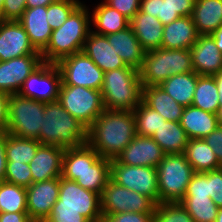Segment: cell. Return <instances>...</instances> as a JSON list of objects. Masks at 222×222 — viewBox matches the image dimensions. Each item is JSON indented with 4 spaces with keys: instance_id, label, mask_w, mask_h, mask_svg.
<instances>
[{
    "instance_id": "cell-33",
    "label": "cell",
    "mask_w": 222,
    "mask_h": 222,
    "mask_svg": "<svg viewBox=\"0 0 222 222\" xmlns=\"http://www.w3.org/2000/svg\"><path fill=\"white\" fill-rule=\"evenodd\" d=\"M192 106L209 113L219 114V94L214 76L200 75L198 77Z\"/></svg>"
},
{
    "instance_id": "cell-26",
    "label": "cell",
    "mask_w": 222,
    "mask_h": 222,
    "mask_svg": "<svg viewBox=\"0 0 222 222\" xmlns=\"http://www.w3.org/2000/svg\"><path fill=\"white\" fill-rule=\"evenodd\" d=\"M129 26L146 51L161 48L164 25L157 17L139 10L130 19Z\"/></svg>"
},
{
    "instance_id": "cell-45",
    "label": "cell",
    "mask_w": 222,
    "mask_h": 222,
    "mask_svg": "<svg viewBox=\"0 0 222 222\" xmlns=\"http://www.w3.org/2000/svg\"><path fill=\"white\" fill-rule=\"evenodd\" d=\"M102 222H154V213L124 212L102 217Z\"/></svg>"
},
{
    "instance_id": "cell-20",
    "label": "cell",
    "mask_w": 222,
    "mask_h": 222,
    "mask_svg": "<svg viewBox=\"0 0 222 222\" xmlns=\"http://www.w3.org/2000/svg\"><path fill=\"white\" fill-rule=\"evenodd\" d=\"M190 52L193 70L198 75L213 76L222 71V53L210 35H199Z\"/></svg>"
},
{
    "instance_id": "cell-53",
    "label": "cell",
    "mask_w": 222,
    "mask_h": 222,
    "mask_svg": "<svg viewBox=\"0 0 222 222\" xmlns=\"http://www.w3.org/2000/svg\"><path fill=\"white\" fill-rule=\"evenodd\" d=\"M215 78V82L218 87V94H219V115L222 117V71L218 72L217 74L213 75Z\"/></svg>"
},
{
    "instance_id": "cell-47",
    "label": "cell",
    "mask_w": 222,
    "mask_h": 222,
    "mask_svg": "<svg viewBox=\"0 0 222 222\" xmlns=\"http://www.w3.org/2000/svg\"><path fill=\"white\" fill-rule=\"evenodd\" d=\"M104 2L130 20L140 10L141 0H104Z\"/></svg>"
},
{
    "instance_id": "cell-28",
    "label": "cell",
    "mask_w": 222,
    "mask_h": 222,
    "mask_svg": "<svg viewBox=\"0 0 222 222\" xmlns=\"http://www.w3.org/2000/svg\"><path fill=\"white\" fill-rule=\"evenodd\" d=\"M192 19L199 35H210L222 25V0H195Z\"/></svg>"
},
{
    "instance_id": "cell-31",
    "label": "cell",
    "mask_w": 222,
    "mask_h": 222,
    "mask_svg": "<svg viewBox=\"0 0 222 222\" xmlns=\"http://www.w3.org/2000/svg\"><path fill=\"white\" fill-rule=\"evenodd\" d=\"M184 155L194 172H209L222 168L213 148L204 139H189Z\"/></svg>"
},
{
    "instance_id": "cell-35",
    "label": "cell",
    "mask_w": 222,
    "mask_h": 222,
    "mask_svg": "<svg viewBox=\"0 0 222 222\" xmlns=\"http://www.w3.org/2000/svg\"><path fill=\"white\" fill-rule=\"evenodd\" d=\"M27 212L26 187L2 181L0 185V213Z\"/></svg>"
},
{
    "instance_id": "cell-4",
    "label": "cell",
    "mask_w": 222,
    "mask_h": 222,
    "mask_svg": "<svg viewBox=\"0 0 222 222\" xmlns=\"http://www.w3.org/2000/svg\"><path fill=\"white\" fill-rule=\"evenodd\" d=\"M43 123L38 141L60 148L80 147L87 143L88 128L70 115L61 104L45 103Z\"/></svg>"
},
{
    "instance_id": "cell-51",
    "label": "cell",
    "mask_w": 222,
    "mask_h": 222,
    "mask_svg": "<svg viewBox=\"0 0 222 222\" xmlns=\"http://www.w3.org/2000/svg\"><path fill=\"white\" fill-rule=\"evenodd\" d=\"M0 222H33L27 212L0 213Z\"/></svg>"
},
{
    "instance_id": "cell-12",
    "label": "cell",
    "mask_w": 222,
    "mask_h": 222,
    "mask_svg": "<svg viewBox=\"0 0 222 222\" xmlns=\"http://www.w3.org/2000/svg\"><path fill=\"white\" fill-rule=\"evenodd\" d=\"M52 208L75 209L90 222H102L100 195L63 177H60L58 200Z\"/></svg>"
},
{
    "instance_id": "cell-16",
    "label": "cell",
    "mask_w": 222,
    "mask_h": 222,
    "mask_svg": "<svg viewBox=\"0 0 222 222\" xmlns=\"http://www.w3.org/2000/svg\"><path fill=\"white\" fill-rule=\"evenodd\" d=\"M42 63V55L0 61V91L9 95L18 93L26 78Z\"/></svg>"
},
{
    "instance_id": "cell-42",
    "label": "cell",
    "mask_w": 222,
    "mask_h": 222,
    "mask_svg": "<svg viewBox=\"0 0 222 222\" xmlns=\"http://www.w3.org/2000/svg\"><path fill=\"white\" fill-rule=\"evenodd\" d=\"M184 197H210L207 172H195L192 175Z\"/></svg>"
},
{
    "instance_id": "cell-21",
    "label": "cell",
    "mask_w": 222,
    "mask_h": 222,
    "mask_svg": "<svg viewBox=\"0 0 222 222\" xmlns=\"http://www.w3.org/2000/svg\"><path fill=\"white\" fill-rule=\"evenodd\" d=\"M82 51L105 73L111 70L128 67L108 43L106 36L90 32L84 42Z\"/></svg>"
},
{
    "instance_id": "cell-41",
    "label": "cell",
    "mask_w": 222,
    "mask_h": 222,
    "mask_svg": "<svg viewBox=\"0 0 222 222\" xmlns=\"http://www.w3.org/2000/svg\"><path fill=\"white\" fill-rule=\"evenodd\" d=\"M4 181L20 185L23 187L30 186L32 181V174L29 164L26 163H6V171Z\"/></svg>"
},
{
    "instance_id": "cell-46",
    "label": "cell",
    "mask_w": 222,
    "mask_h": 222,
    "mask_svg": "<svg viewBox=\"0 0 222 222\" xmlns=\"http://www.w3.org/2000/svg\"><path fill=\"white\" fill-rule=\"evenodd\" d=\"M26 10V0H4L3 21H18Z\"/></svg>"
},
{
    "instance_id": "cell-3",
    "label": "cell",
    "mask_w": 222,
    "mask_h": 222,
    "mask_svg": "<svg viewBox=\"0 0 222 222\" xmlns=\"http://www.w3.org/2000/svg\"><path fill=\"white\" fill-rule=\"evenodd\" d=\"M86 5L81 3L62 24L52 30L47 47L41 52L43 62L57 63L64 57L83 49L91 32V16Z\"/></svg>"
},
{
    "instance_id": "cell-55",
    "label": "cell",
    "mask_w": 222,
    "mask_h": 222,
    "mask_svg": "<svg viewBox=\"0 0 222 222\" xmlns=\"http://www.w3.org/2000/svg\"><path fill=\"white\" fill-rule=\"evenodd\" d=\"M210 36L214 39L216 46L219 51L222 53V25L216 29Z\"/></svg>"
},
{
    "instance_id": "cell-17",
    "label": "cell",
    "mask_w": 222,
    "mask_h": 222,
    "mask_svg": "<svg viewBox=\"0 0 222 222\" xmlns=\"http://www.w3.org/2000/svg\"><path fill=\"white\" fill-rule=\"evenodd\" d=\"M25 55H41L31 44L25 29L18 21L0 20V61Z\"/></svg>"
},
{
    "instance_id": "cell-48",
    "label": "cell",
    "mask_w": 222,
    "mask_h": 222,
    "mask_svg": "<svg viewBox=\"0 0 222 222\" xmlns=\"http://www.w3.org/2000/svg\"><path fill=\"white\" fill-rule=\"evenodd\" d=\"M205 142L213 148L219 164L222 166V122L209 135L204 138Z\"/></svg>"
},
{
    "instance_id": "cell-54",
    "label": "cell",
    "mask_w": 222,
    "mask_h": 222,
    "mask_svg": "<svg viewBox=\"0 0 222 222\" xmlns=\"http://www.w3.org/2000/svg\"><path fill=\"white\" fill-rule=\"evenodd\" d=\"M57 0H26V8H36L39 6L47 7Z\"/></svg>"
},
{
    "instance_id": "cell-40",
    "label": "cell",
    "mask_w": 222,
    "mask_h": 222,
    "mask_svg": "<svg viewBox=\"0 0 222 222\" xmlns=\"http://www.w3.org/2000/svg\"><path fill=\"white\" fill-rule=\"evenodd\" d=\"M140 11L157 17L164 26L181 17L165 0H141Z\"/></svg>"
},
{
    "instance_id": "cell-43",
    "label": "cell",
    "mask_w": 222,
    "mask_h": 222,
    "mask_svg": "<svg viewBox=\"0 0 222 222\" xmlns=\"http://www.w3.org/2000/svg\"><path fill=\"white\" fill-rule=\"evenodd\" d=\"M44 222H90L79 211L70 208H52Z\"/></svg>"
},
{
    "instance_id": "cell-24",
    "label": "cell",
    "mask_w": 222,
    "mask_h": 222,
    "mask_svg": "<svg viewBox=\"0 0 222 222\" xmlns=\"http://www.w3.org/2000/svg\"><path fill=\"white\" fill-rule=\"evenodd\" d=\"M222 122L219 114L209 113L192 105L184 108L180 124L188 139H204Z\"/></svg>"
},
{
    "instance_id": "cell-23",
    "label": "cell",
    "mask_w": 222,
    "mask_h": 222,
    "mask_svg": "<svg viewBox=\"0 0 222 222\" xmlns=\"http://www.w3.org/2000/svg\"><path fill=\"white\" fill-rule=\"evenodd\" d=\"M108 43L114 48L126 66L140 70L146 50L139 43L133 29L129 26L124 30L106 35Z\"/></svg>"
},
{
    "instance_id": "cell-14",
    "label": "cell",
    "mask_w": 222,
    "mask_h": 222,
    "mask_svg": "<svg viewBox=\"0 0 222 222\" xmlns=\"http://www.w3.org/2000/svg\"><path fill=\"white\" fill-rule=\"evenodd\" d=\"M62 76L55 63L43 62L23 82L18 94L44 103L59 98Z\"/></svg>"
},
{
    "instance_id": "cell-22",
    "label": "cell",
    "mask_w": 222,
    "mask_h": 222,
    "mask_svg": "<svg viewBox=\"0 0 222 222\" xmlns=\"http://www.w3.org/2000/svg\"><path fill=\"white\" fill-rule=\"evenodd\" d=\"M47 17V7L26 8L18 22L23 26L33 47L42 52L48 45L52 29Z\"/></svg>"
},
{
    "instance_id": "cell-44",
    "label": "cell",
    "mask_w": 222,
    "mask_h": 222,
    "mask_svg": "<svg viewBox=\"0 0 222 222\" xmlns=\"http://www.w3.org/2000/svg\"><path fill=\"white\" fill-rule=\"evenodd\" d=\"M209 194L218 208H222V168L207 172Z\"/></svg>"
},
{
    "instance_id": "cell-13",
    "label": "cell",
    "mask_w": 222,
    "mask_h": 222,
    "mask_svg": "<svg viewBox=\"0 0 222 222\" xmlns=\"http://www.w3.org/2000/svg\"><path fill=\"white\" fill-rule=\"evenodd\" d=\"M56 65L64 85L101 90L104 72L83 51L64 57Z\"/></svg>"
},
{
    "instance_id": "cell-6",
    "label": "cell",
    "mask_w": 222,
    "mask_h": 222,
    "mask_svg": "<svg viewBox=\"0 0 222 222\" xmlns=\"http://www.w3.org/2000/svg\"><path fill=\"white\" fill-rule=\"evenodd\" d=\"M194 71L190 49H152L146 51L139 76L142 87L159 86L176 74Z\"/></svg>"
},
{
    "instance_id": "cell-52",
    "label": "cell",
    "mask_w": 222,
    "mask_h": 222,
    "mask_svg": "<svg viewBox=\"0 0 222 222\" xmlns=\"http://www.w3.org/2000/svg\"><path fill=\"white\" fill-rule=\"evenodd\" d=\"M5 134L0 135V180L4 181L6 171Z\"/></svg>"
},
{
    "instance_id": "cell-37",
    "label": "cell",
    "mask_w": 222,
    "mask_h": 222,
    "mask_svg": "<svg viewBox=\"0 0 222 222\" xmlns=\"http://www.w3.org/2000/svg\"><path fill=\"white\" fill-rule=\"evenodd\" d=\"M137 135L152 137L155 130L166 121L157 111L148 107L143 101L133 110Z\"/></svg>"
},
{
    "instance_id": "cell-56",
    "label": "cell",
    "mask_w": 222,
    "mask_h": 222,
    "mask_svg": "<svg viewBox=\"0 0 222 222\" xmlns=\"http://www.w3.org/2000/svg\"><path fill=\"white\" fill-rule=\"evenodd\" d=\"M215 222H222V208L218 209L217 217H216Z\"/></svg>"
},
{
    "instance_id": "cell-39",
    "label": "cell",
    "mask_w": 222,
    "mask_h": 222,
    "mask_svg": "<svg viewBox=\"0 0 222 222\" xmlns=\"http://www.w3.org/2000/svg\"><path fill=\"white\" fill-rule=\"evenodd\" d=\"M81 4L79 0H57L47 6V21L52 30L62 26L70 14Z\"/></svg>"
},
{
    "instance_id": "cell-25",
    "label": "cell",
    "mask_w": 222,
    "mask_h": 222,
    "mask_svg": "<svg viewBox=\"0 0 222 222\" xmlns=\"http://www.w3.org/2000/svg\"><path fill=\"white\" fill-rule=\"evenodd\" d=\"M198 36L192 16H181L164 26L161 48L190 49Z\"/></svg>"
},
{
    "instance_id": "cell-32",
    "label": "cell",
    "mask_w": 222,
    "mask_h": 222,
    "mask_svg": "<svg viewBox=\"0 0 222 222\" xmlns=\"http://www.w3.org/2000/svg\"><path fill=\"white\" fill-rule=\"evenodd\" d=\"M91 16L93 25L98 28L92 32L98 35L106 36L129 27L130 20L105 2L98 4Z\"/></svg>"
},
{
    "instance_id": "cell-29",
    "label": "cell",
    "mask_w": 222,
    "mask_h": 222,
    "mask_svg": "<svg viewBox=\"0 0 222 222\" xmlns=\"http://www.w3.org/2000/svg\"><path fill=\"white\" fill-rule=\"evenodd\" d=\"M198 75L195 71L176 74L169 77L159 86L178 104L184 107L192 105Z\"/></svg>"
},
{
    "instance_id": "cell-18",
    "label": "cell",
    "mask_w": 222,
    "mask_h": 222,
    "mask_svg": "<svg viewBox=\"0 0 222 222\" xmlns=\"http://www.w3.org/2000/svg\"><path fill=\"white\" fill-rule=\"evenodd\" d=\"M164 155L152 137L136 135L115 160L130 166L157 167Z\"/></svg>"
},
{
    "instance_id": "cell-36",
    "label": "cell",
    "mask_w": 222,
    "mask_h": 222,
    "mask_svg": "<svg viewBox=\"0 0 222 222\" xmlns=\"http://www.w3.org/2000/svg\"><path fill=\"white\" fill-rule=\"evenodd\" d=\"M180 203L195 222H215L219 208L211 197H184Z\"/></svg>"
},
{
    "instance_id": "cell-27",
    "label": "cell",
    "mask_w": 222,
    "mask_h": 222,
    "mask_svg": "<svg viewBox=\"0 0 222 222\" xmlns=\"http://www.w3.org/2000/svg\"><path fill=\"white\" fill-rule=\"evenodd\" d=\"M142 101L161 114L165 120L171 122H180L185 108L178 104L160 86L142 87Z\"/></svg>"
},
{
    "instance_id": "cell-8",
    "label": "cell",
    "mask_w": 222,
    "mask_h": 222,
    "mask_svg": "<svg viewBox=\"0 0 222 222\" xmlns=\"http://www.w3.org/2000/svg\"><path fill=\"white\" fill-rule=\"evenodd\" d=\"M45 103L16 94L8 101L7 133L20 138L36 139L40 134Z\"/></svg>"
},
{
    "instance_id": "cell-9",
    "label": "cell",
    "mask_w": 222,
    "mask_h": 222,
    "mask_svg": "<svg viewBox=\"0 0 222 222\" xmlns=\"http://www.w3.org/2000/svg\"><path fill=\"white\" fill-rule=\"evenodd\" d=\"M58 102L89 128L105 110L100 90L61 84Z\"/></svg>"
},
{
    "instance_id": "cell-38",
    "label": "cell",
    "mask_w": 222,
    "mask_h": 222,
    "mask_svg": "<svg viewBox=\"0 0 222 222\" xmlns=\"http://www.w3.org/2000/svg\"><path fill=\"white\" fill-rule=\"evenodd\" d=\"M154 222H195L180 203H159L154 211Z\"/></svg>"
},
{
    "instance_id": "cell-11",
    "label": "cell",
    "mask_w": 222,
    "mask_h": 222,
    "mask_svg": "<svg viewBox=\"0 0 222 222\" xmlns=\"http://www.w3.org/2000/svg\"><path fill=\"white\" fill-rule=\"evenodd\" d=\"M110 180L159 204L157 167L130 166L111 160Z\"/></svg>"
},
{
    "instance_id": "cell-7",
    "label": "cell",
    "mask_w": 222,
    "mask_h": 222,
    "mask_svg": "<svg viewBox=\"0 0 222 222\" xmlns=\"http://www.w3.org/2000/svg\"><path fill=\"white\" fill-rule=\"evenodd\" d=\"M159 203L181 202L195 173L184 153L165 154L157 165Z\"/></svg>"
},
{
    "instance_id": "cell-15",
    "label": "cell",
    "mask_w": 222,
    "mask_h": 222,
    "mask_svg": "<svg viewBox=\"0 0 222 222\" xmlns=\"http://www.w3.org/2000/svg\"><path fill=\"white\" fill-rule=\"evenodd\" d=\"M60 177L26 187L27 213L33 222H44L58 200Z\"/></svg>"
},
{
    "instance_id": "cell-50",
    "label": "cell",
    "mask_w": 222,
    "mask_h": 222,
    "mask_svg": "<svg viewBox=\"0 0 222 222\" xmlns=\"http://www.w3.org/2000/svg\"><path fill=\"white\" fill-rule=\"evenodd\" d=\"M9 97V94L0 91V135L7 133Z\"/></svg>"
},
{
    "instance_id": "cell-10",
    "label": "cell",
    "mask_w": 222,
    "mask_h": 222,
    "mask_svg": "<svg viewBox=\"0 0 222 222\" xmlns=\"http://www.w3.org/2000/svg\"><path fill=\"white\" fill-rule=\"evenodd\" d=\"M103 216L124 213H154L156 203L147 196L109 180L100 194Z\"/></svg>"
},
{
    "instance_id": "cell-19",
    "label": "cell",
    "mask_w": 222,
    "mask_h": 222,
    "mask_svg": "<svg viewBox=\"0 0 222 222\" xmlns=\"http://www.w3.org/2000/svg\"><path fill=\"white\" fill-rule=\"evenodd\" d=\"M65 149L41 144L29 163L33 183L61 177Z\"/></svg>"
},
{
    "instance_id": "cell-1",
    "label": "cell",
    "mask_w": 222,
    "mask_h": 222,
    "mask_svg": "<svg viewBox=\"0 0 222 222\" xmlns=\"http://www.w3.org/2000/svg\"><path fill=\"white\" fill-rule=\"evenodd\" d=\"M136 135L133 111L105 109L88 128L87 144L102 158L113 160Z\"/></svg>"
},
{
    "instance_id": "cell-30",
    "label": "cell",
    "mask_w": 222,
    "mask_h": 222,
    "mask_svg": "<svg viewBox=\"0 0 222 222\" xmlns=\"http://www.w3.org/2000/svg\"><path fill=\"white\" fill-rule=\"evenodd\" d=\"M165 154L184 153L188 143L186 132L180 122L165 121L152 135Z\"/></svg>"
},
{
    "instance_id": "cell-5",
    "label": "cell",
    "mask_w": 222,
    "mask_h": 222,
    "mask_svg": "<svg viewBox=\"0 0 222 222\" xmlns=\"http://www.w3.org/2000/svg\"><path fill=\"white\" fill-rule=\"evenodd\" d=\"M100 91L105 109L133 111L142 101L139 71L128 66L105 72Z\"/></svg>"
},
{
    "instance_id": "cell-57",
    "label": "cell",
    "mask_w": 222,
    "mask_h": 222,
    "mask_svg": "<svg viewBox=\"0 0 222 222\" xmlns=\"http://www.w3.org/2000/svg\"><path fill=\"white\" fill-rule=\"evenodd\" d=\"M3 3H4V0H0V20H2Z\"/></svg>"
},
{
    "instance_id": "cell-34",
    "label": "cell",
    "mask_w": 222,
    "mask_h": 222,
    "mask_svg": "<svg viewBox=\"0 0 222 222\" xmlns=\"http://www.w3.org/2000/svg\"><path fill=\"white\" fill-rule=\"evenodd\" d=\"M41 145L36 139L20 138L5 133V155L7 163L29 164L38 147Z\"/></svg>"
},
{
    "instance_id": "cell-2",
    "label": "cell",
    "mask_w": 222,
    "mask_h": 222,
    "mask_svg": "<svg viewBox=\"0 0 222 222\" xmlns=\"http://www.w3.org/2000/svg\"><path fill=\"white\" fill-rule=\"evenodd\" d=\"M110 165L111 160L102 158L87 143L65 148L61 177L100 195L110 180Z\"/></svg>"
},
{
    "instance_id": "cell-49",
    "label": "cell",
    "mask_w": 222,
    "mask_h": 222,
    "mask_svg": "<svg viewBox=\"0 0 222 222\" xmlns=\"http://www.w3.org/2000/svg\"><path fill=\"white\" fill-rule=\"evenodd\" d=\"M168 6L180 16H192L195 0H165Z\"/></svg>"
}]
</instances>
